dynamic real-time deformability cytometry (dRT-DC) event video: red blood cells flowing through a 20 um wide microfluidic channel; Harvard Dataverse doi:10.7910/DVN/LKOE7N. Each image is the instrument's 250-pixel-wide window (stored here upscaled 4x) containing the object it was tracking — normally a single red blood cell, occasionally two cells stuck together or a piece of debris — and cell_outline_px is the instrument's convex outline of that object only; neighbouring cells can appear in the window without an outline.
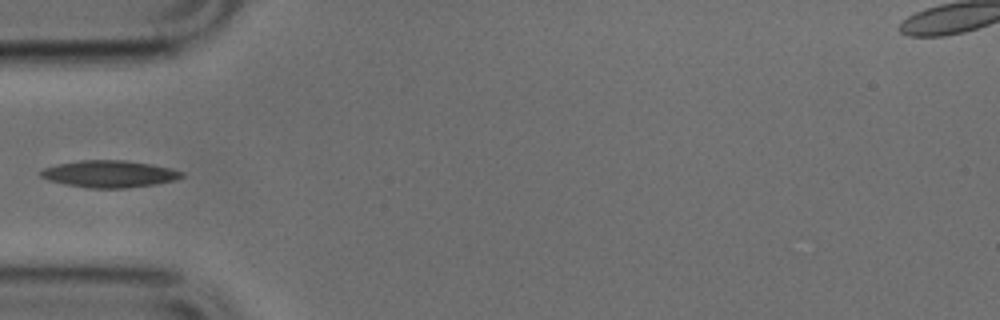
{"species": "common noctule bat (a hibernating species)", "species_latin": "Nyctalus noctula", "temperature_condition": "cold", "stored_images_in_passage": 35, "camera_frame_rate_fps": 3000, "um_per_image_px": 0.085, "animal": {"sex": "male", "body_mass_g": 17.9, "forearm_length_mm": 54.2}, "frame": {"image": 1, "passage_image": 1, "time_ms": 0.0, "image_size_px": [1000, 320], "cell_outline_px": [[184, 176], [176, 180], [156, 184], [124, 188], [88, 188], [64, 184], [48, 180], [40, 176], [40, 172], [44, 168], [56, 164], [80, 160], [124, 160], [152, 164], [172, 168], [184, 172]], "centroid_in_image_um": [9.31, 14.78], "position_along_channel_um": 75.7, "area_um2": 22.31}}